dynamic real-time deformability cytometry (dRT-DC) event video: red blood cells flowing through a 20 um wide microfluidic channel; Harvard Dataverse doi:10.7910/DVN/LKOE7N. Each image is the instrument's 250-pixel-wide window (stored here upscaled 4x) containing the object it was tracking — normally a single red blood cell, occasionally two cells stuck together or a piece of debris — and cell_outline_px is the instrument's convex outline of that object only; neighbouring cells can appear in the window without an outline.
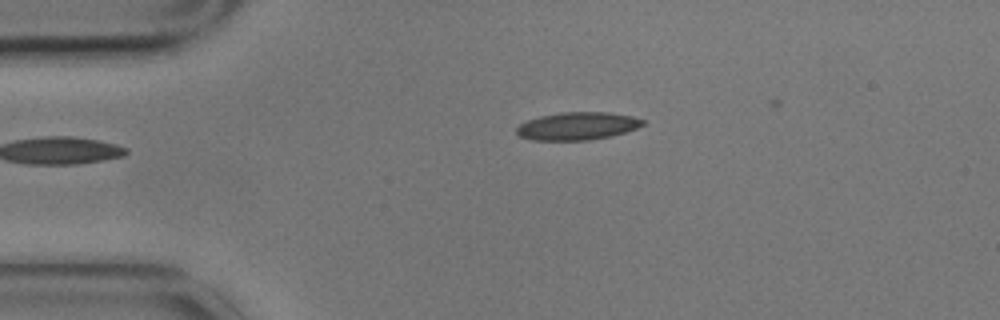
{"species": "common noctule bat (a hibernating species)", "species_latin": "Nyctalus noctula", "temperature_condition": "cold", "stored_images_in_passage": 4, "camera_frame_rate_fps": 3000, "um_per_image_px": 0.085, "animal": {"sex": "male", "body_mass_g": 17.9}, "frame": {"image": 1, "passage_image": 4, "time_ms": 1.0, "image_size_px": [1000, 320], "cell_outline_px": [[644, 124], [636, 128], [612, 136], [592, 140], [532, 140], [520, 136], [516, 132], [516, 128], [520, 124], [528, 120], [540, 116], [560, 112], [608, 112], [632, 116], [644, 120]], "centroid_in_image_um": [49.08, 10.71], "position_along_channel_um": 35.9, "area_um2": 20.4}}